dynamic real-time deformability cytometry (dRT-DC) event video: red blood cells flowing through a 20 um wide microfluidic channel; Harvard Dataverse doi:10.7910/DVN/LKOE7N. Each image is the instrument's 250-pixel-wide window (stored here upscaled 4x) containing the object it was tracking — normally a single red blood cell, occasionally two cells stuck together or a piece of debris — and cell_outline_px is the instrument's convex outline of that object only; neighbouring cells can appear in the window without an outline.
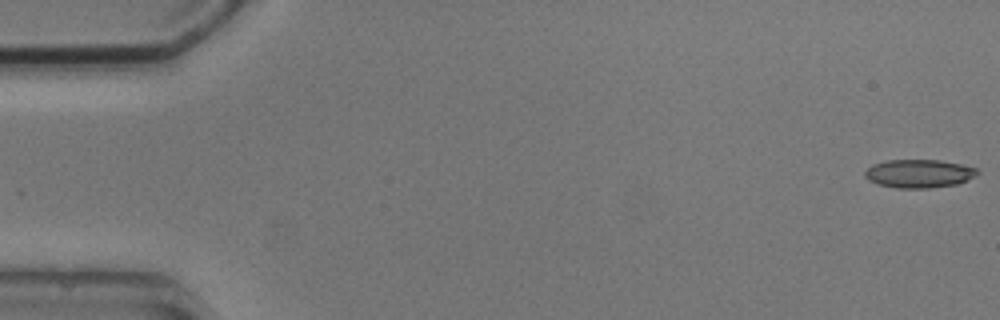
{"species": "common noctule bat (a hibernating species)", "species_latin": "Nyctalus noctula", "temperature_condition": "cold", "stored_images_in_passage": 5, "camera_frame_rate_fps": 3000, "um_per_image_px": 0.085, "animal": {"sex": "male", "body_mass_g": 20.5, "forearm_length_mm": 52.5}, "frame": {"image": 1, "passage_image": 1, "time_ms": 0.0, "image_size_px": [1000, 320], "cell_outline_px": [[980, 172], [976, 176], [968, 180], [956, 184], [928, 188], [896, 188], [876, 184], [868, 180], [864, 176], [864, 172], [872, 164], [888, 160], [940, 160], [960, 164], [976, 168]], "centroid_in_image_um": [78.1, 14.76], "position_along_channel_um": 6.9, "area_um2": 18.67}}
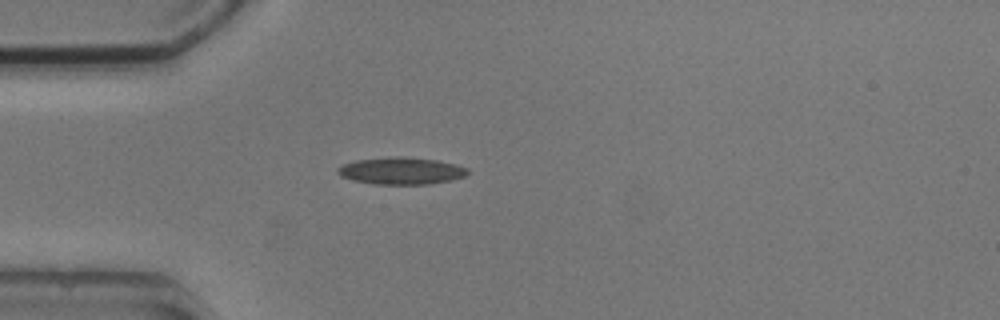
{"frame": {"image": 2, "passage_image": 5, "time_ms": 4.667, "image_size_px": [1000, 320], "cell_outline_px": [[468, 172], [464, 176], [452, 180], [428, 184], [372, 184], [352, 180], [340, 176], [336, 172], [336, 168], [344, 164], [356, 160], [396, 156], [404, 156], [436, 160], [456, 164], [468, 168]], "centroid_in_image_um": [34.08, 14.52], "position_along_channel_um": 50.9, "area_um2": 20.58}}